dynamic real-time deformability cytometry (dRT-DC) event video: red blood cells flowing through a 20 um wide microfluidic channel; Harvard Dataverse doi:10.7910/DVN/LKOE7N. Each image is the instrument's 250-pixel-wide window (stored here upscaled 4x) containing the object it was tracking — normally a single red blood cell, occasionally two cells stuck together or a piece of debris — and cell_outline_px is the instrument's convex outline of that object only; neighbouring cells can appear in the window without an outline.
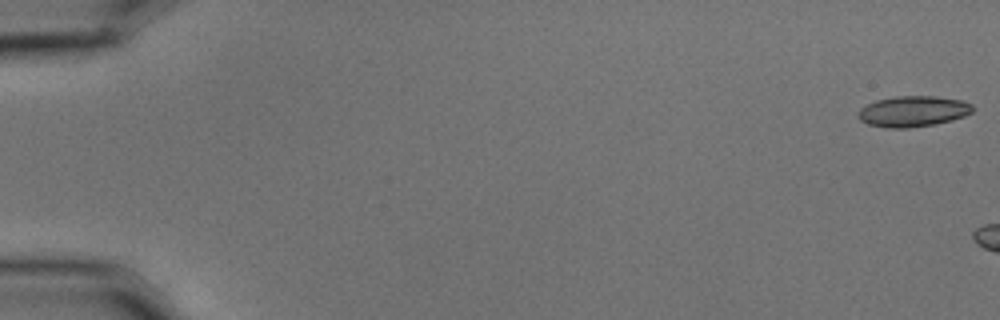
{"species": "common noctule bat (a hibernating species)", "species_latin": "Nyctalus noctula", "temperature_condition": "cold", "stored_images_in_passage": 6, "camera_frame_rate_fps": 3000, "um_per_image_px": 0.085, "animal": {"sex": "male", "body_mass_g": 15.6}, "frame": {"image": 1, "passage_image": 1, "time_ms": 0.0, "image_size_px": [1000, 320], "cell_outline_px": [[972, 112], [964, 116], [952, 120], [936, 124], [908, 128], [888, 128], [868, 124], [860, 120], [856, 116], [856, 112], [860, 108], [876, 100], [896, 96], [936, 96], [964, 100], [972, 104]], "centroid_in_image_um": [77.59, 9.46], "position_along_channel_um": 7.4, "area_um2": 20.75}}